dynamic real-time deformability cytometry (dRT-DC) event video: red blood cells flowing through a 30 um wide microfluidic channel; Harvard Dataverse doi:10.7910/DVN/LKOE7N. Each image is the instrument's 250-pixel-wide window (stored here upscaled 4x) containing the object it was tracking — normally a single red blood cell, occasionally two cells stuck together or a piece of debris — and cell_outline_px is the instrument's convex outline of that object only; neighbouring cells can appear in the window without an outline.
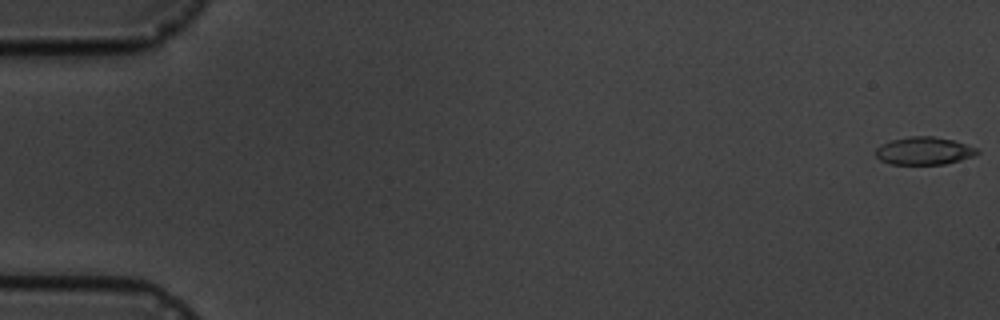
{"species": "common noctule bat (a hibernating species)", "species_latin": "Nyctalus noctula", "temperature_condition": "cold", "stored_images_in_passage": 3, "camera_frame_rate_fps": 3000, "um_per_image_px": 0.085, "animal": {"sex": "male", "body_mass_g": 19.5, "forearm_length_mm": 54.6}, "frame": {"image": 1, "passage_image": 1, "time_ms": 0.0, "image_size_px": [1000, 320], "cell_outline_px": [[980, 152], [976, 156], [944, 164], [892, 164], [880, 160], [876, 156], [876, 148], [880, 144], [892, 140], [908, 136], [932, 136], [952, 140], [976, 148]], "centroid_in_image_um": [78.53, 12.82], "position_along_channel_um": 6.5, "area_um2": 16.36}}